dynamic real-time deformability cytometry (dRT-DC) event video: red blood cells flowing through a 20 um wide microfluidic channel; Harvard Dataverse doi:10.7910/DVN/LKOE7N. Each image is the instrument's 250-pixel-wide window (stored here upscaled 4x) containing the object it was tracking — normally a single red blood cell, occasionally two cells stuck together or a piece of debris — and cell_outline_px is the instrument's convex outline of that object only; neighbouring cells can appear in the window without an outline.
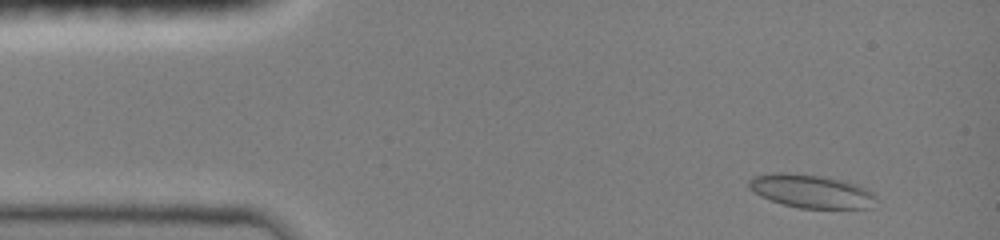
{"species": "common noctule bat (a hibernating species)", "species_latin": "Nyctalus noctula", "temperature_condition": "room temperature", "stored_images_in_passage": 54, "camera_frame_rate_fps": 3000, "um_per_image_px": 0.085, "animal": {"sex": "female", "body_mass_g": 19.0, "forearm_length_mm": 51.5}, "frame": {"image": 1, "passage_image": 6, "time_ms": 1.0, "image_size_px": [1000, 240], "cell_outline_px": [[876, 196], [872, 208], [800, 208], [784, 204], [760, 196], [748, 188], [748, 180], [752, 176], [772, 172], [788, 172], [820, 176], [840, 180], [856, 184], [872, 192]], "centroid_in_image_um": [68.9, 16.24], "position_along_channel_um": 16.1, "area_um2": 24.68}}
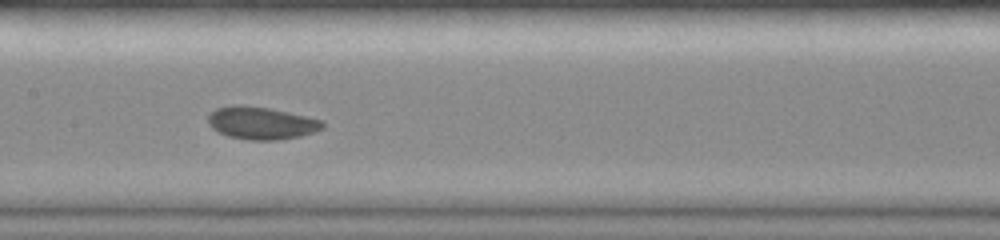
{"frame": {"image": 2, "passage_image": 28, "time_ms": 7.333, "image_size_px": [1000, 240], "cell_outline_px": [[324, 128], [300, 136], [280, 140], [248, 140], [228, 136], [212, 128], [208, 124], [208, 116], [216, 108], [232, 104], [240, 104], [268, 108], [288, 112], [324, 120]], "centroid_in_image_um": [22.21, 10.45], "position_along_channel_um": 185.2, "area_um2": 21.79}}
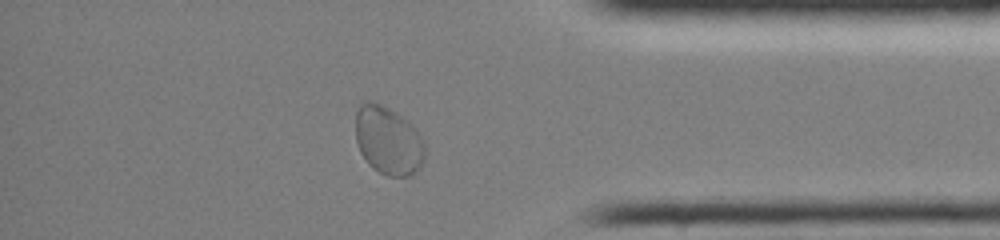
{"frame": {"image": 3, "passage_image": 46, "time_ms": 13.0, "image_size_px": [1000, 240], "cell_outline_px": [[424, 160], [420, 168], [416, 172], [408, 176], [388, 176], [372, 168], [368, 164], [360, 152], [356, 140], [356, 108], [360, 100], [368, 100], [380, 104], [388, 108], [400, 116], [424, 140]], "centroid_in_image_um": [32.95, 11.95], "position_along_channel_um": 402.2, "area_um2": 27.51}, "authors_computed_cell_mechanics": {"area_um2": 22.6576, "velocity_mm_per_s": 4.0131, "shape_relaxation_time_tau1_ms": 7.1114, "shape_relaxation_time_tau2_ms": null, "deformation_change_tau1": 0.1037, "deformation_change_tau2": null}}